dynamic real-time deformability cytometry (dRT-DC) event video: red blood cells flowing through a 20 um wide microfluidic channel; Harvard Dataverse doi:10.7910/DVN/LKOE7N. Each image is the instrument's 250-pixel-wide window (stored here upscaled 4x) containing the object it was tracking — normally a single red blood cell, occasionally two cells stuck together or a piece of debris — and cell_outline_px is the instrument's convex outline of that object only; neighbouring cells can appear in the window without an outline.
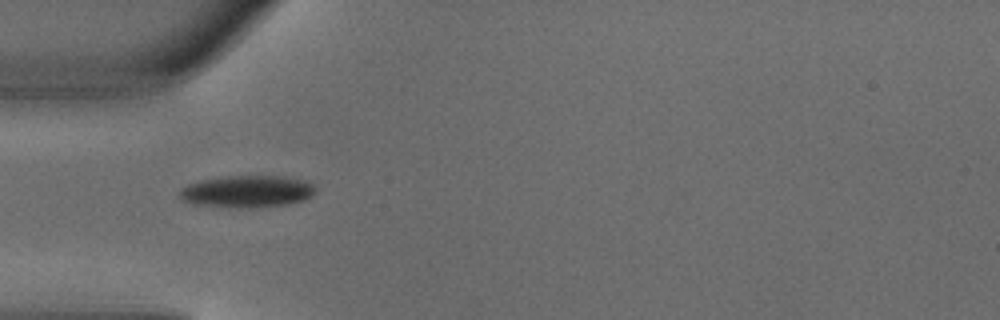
{"species": "common noctule bat (a hibernating species)", "species_latin": "Nyctalus noctula", "temperature_condition": "warm", "stored_images_in_passage": 7, "camera_frame_rate_fps": 3000, "um_per_image_px": 0.085, "animal": {"sex": "male", "body_mass_g": 18.8}, "frame": {"image": 1, "passage_image": 5, "time_ms": 1.333, "image_size_px": [1000, 320], "cell_outline_px": [[316, 192], [312, 196], [304, 200], [288, 204], [248, 208], [236, 208], [196, 204], [180, 200], [180, 192], [188, 184], [200, 180], [224, 176], [288, 176], [308, 180], [316, 188]], "centroid_in_image_um": [21.06, 16.26], "position_along_channel_um": 63.9, "area_um2": 25.61}}
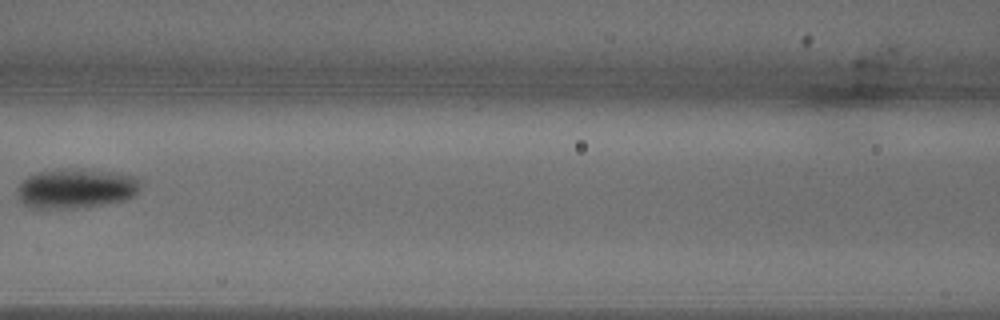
{"frame": {"image": 2, "passage_image": 7, "time_ms": 2.0, "image_size_px": [1000, 320], "cell_outline_px": [[144, 180], [140, 188], [132, 196], [124, 200], [104, 204], [76, 208], [36, 208], [24, 204], [20, 200], [20, 184], [28, 176], [36, 172], [116, 172], [136, 176]], "centroid_in_image_um": [6.55, 16.06], "position_along_channel_um": 160.0, "area_um2": 27.22}}